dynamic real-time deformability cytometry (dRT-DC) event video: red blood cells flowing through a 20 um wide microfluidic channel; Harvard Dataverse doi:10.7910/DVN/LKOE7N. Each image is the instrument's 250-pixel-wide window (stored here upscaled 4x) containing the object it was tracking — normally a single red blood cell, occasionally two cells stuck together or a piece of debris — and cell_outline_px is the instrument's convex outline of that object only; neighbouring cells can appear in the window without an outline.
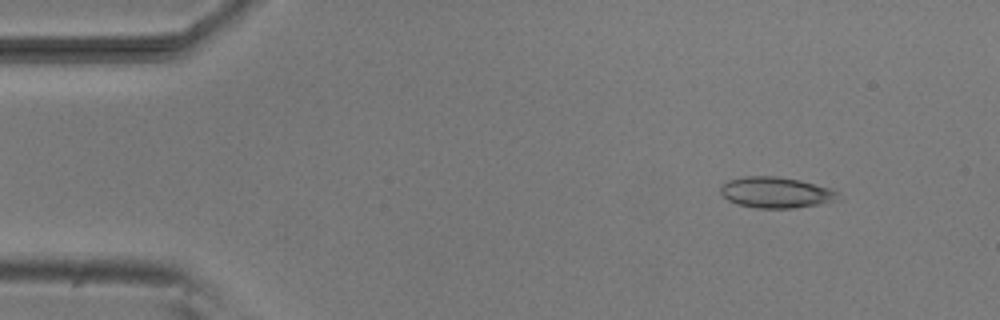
{"species": "common noctule bat (a hibernating species)", "species_latin": "Nyctalus noctula", "temperature_condition": "room temperature", "stored_images_in_passage": 52, "camera_frame_rate_fps": 3000, "um_per_image_px": 0.085, "animal": {"sex": "male", "body_mass_g": 20.5, "forearm_length_mm": 52.5}, "frame": {"image": 1, "passage_image": 6, "time_ms": 1.667, "image_size_px": [1000, 320], "cell_outline_px": [[840, 192], [836, 200], [820, 204], [792, 208], [756, 208], [740, 204], [728, 200], [720, 192], [720, 188], [728, 180], [744, 176], [776, 176], [800, 180], [828, 188]], "centroid_in_image_um": [65.95, 16.35], "position_along_channel_um": 19.1, "area_um2": 20.98}}
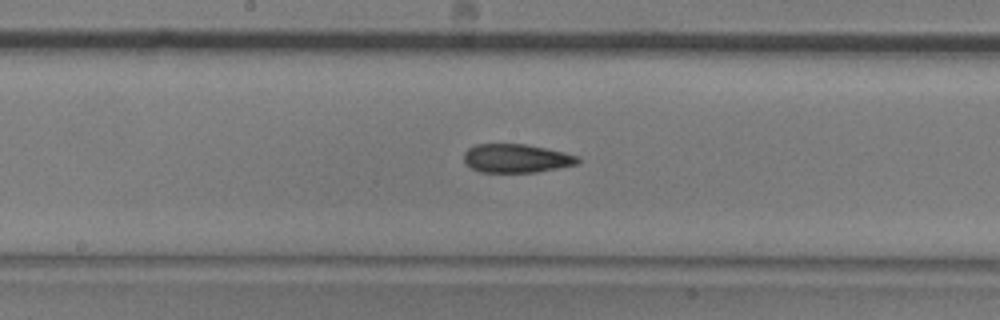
{"frame": {"image": 2, "passage_image": 27, "time_ms": 8.667, "image_size_px": [1000, 320], "cell_outline_px": [[580, 160], [576, 164], [560, 168], [536, 172], [480, 172], [464, 164], [464, 152], [468, 148], [476, 144], [524, 144], [564, 152], [580, 156]], "centroid_in_image_um": [43.88, 13.46], "position_along_channel_um": 204.3, "area_um2": 19.07}}
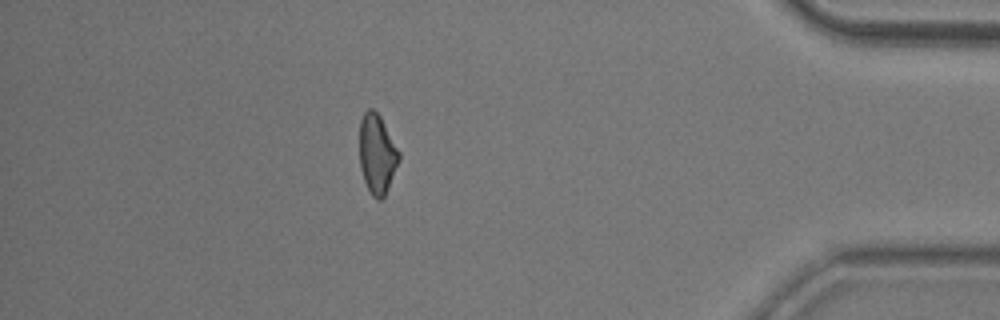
{"frame": {"image": 3, "passage_image": 46, "time_ms": 15.0, "image_size_px": [1000, 320], "cell_outline_px": [[400, 160], [388, 188], [384, 196], [380, 200], [376, 200], [372, 196], [364, 180], [360, 168], [360, 120], [364, 112], [368, 108], [372, 108], [380, 116], [400, 152]], "centroid_in_image_um": [32.05, 13.09], "position_along_channel_um": 403.1, "area_um2": 18.26}, "authors_computed_cell_mechanics": {"area_um2": 19.4786, "velocity_mm_per_s": 3.8404, "shape_relaxation_time_tau1_ms": null, "shape_relaxation_time_tau2_ms": 5.0681, "deformation_change_tau1": null, "deformation_change_tau2": 0.1271}}